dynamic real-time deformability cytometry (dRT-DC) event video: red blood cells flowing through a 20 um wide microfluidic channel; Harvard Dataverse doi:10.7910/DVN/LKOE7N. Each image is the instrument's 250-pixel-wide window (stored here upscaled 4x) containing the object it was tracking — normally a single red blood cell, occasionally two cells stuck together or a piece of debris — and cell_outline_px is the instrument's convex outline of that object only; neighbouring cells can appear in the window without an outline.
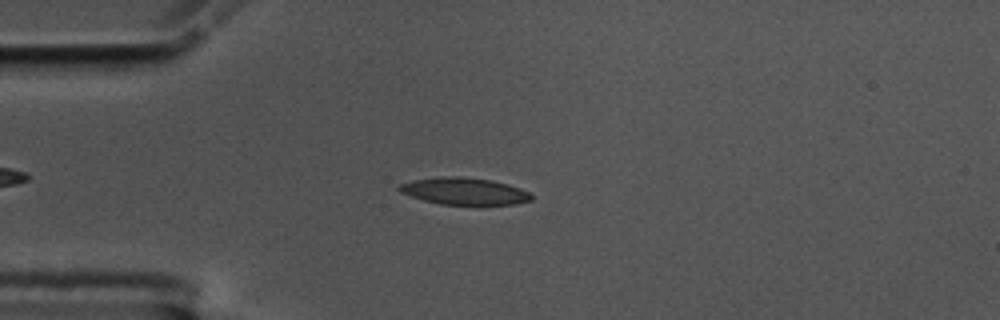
{"species": "common noctule bat (a hibernating species)", "species_latin": "Nyctalus noctula", "temperature_condition": "cold", "stored_images_in_passage": 55, "camera_frame_rate_fps": 3000, "um_per_image_px": 0.085, "animal": {"sex": "male", "body_mass_g": 17.5, "forearm_length_mm": 52.3}, "frame": {"image": 1, "passage_image": 13, "time_ms": 4.0, "image_size_px": [1000, 320], "cell_outline_px": [[532, 200], [516, 204], [440, 204], [424, 200], [400, 192], [396, 188], [400, 184], [412, 180], [448, 176], [456, 176], [492, 180], [520, 188], [528, 192], [532, 196]], "centroid_in_image_um": [39.45, 16.25], "position_along_channel_um": 45.5, "area_um2": 20.46}}
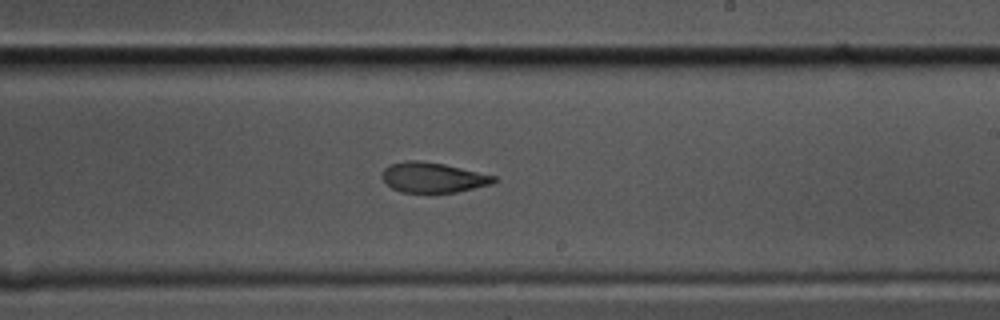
{"frame": {"image": 2, "passage_image": 32, "time_ms": 10.333, "image_size_px": [1000, 320], "cell_outline_px": [[496, 180], [492, 184], [456, 192], [400, 192], [392, 188], [384, 180], [384, 168], [392, 164], [408, 160], [420, 160], [444, 164], [496, 176]], "centroid_in_image_um": [36.83, 15.08], "position_along_channel_um": 252.2, "area_um2": 19.31}}
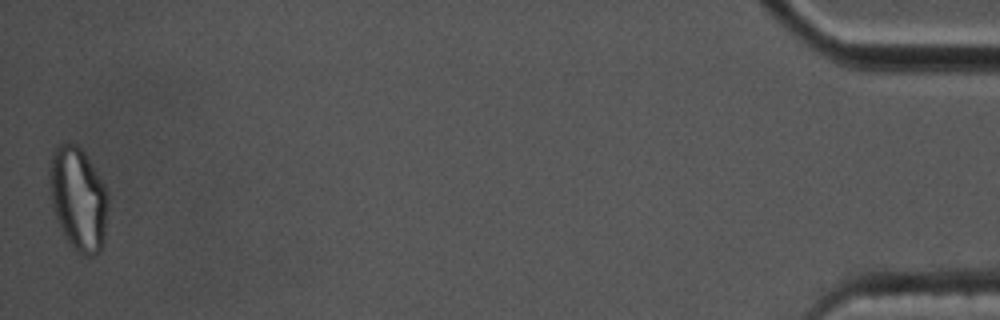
{"frame": {"image": 3, "passage_image": 55, "time_ms": 18.0, "image_size_px": [1000, 320], "cell_outline_px": [[108, 200], [104, 244], [100, 252], [92, 256], [84, 256], [64, 236], [52, 208], [48, 176], [52, 152], [60, 144], [76, 144], [84, 152], [104, 184], [108, 196]], "centroid_in_image_um": [6.65, 16.9], "position_along_channel_um": 428.5, "area_um2": 35.14}, "authors_computed_cell_mechanics": {"area_um2": 20.3456, "velocity_mm_per_s": 3.5326, "shape_relaxation_time_tau1_ms": null, "shape_relaxation_time_tau2_ms": 3.9088, "deformation_change_tau1": null, "deformation_change_tau2": 0.1015}}